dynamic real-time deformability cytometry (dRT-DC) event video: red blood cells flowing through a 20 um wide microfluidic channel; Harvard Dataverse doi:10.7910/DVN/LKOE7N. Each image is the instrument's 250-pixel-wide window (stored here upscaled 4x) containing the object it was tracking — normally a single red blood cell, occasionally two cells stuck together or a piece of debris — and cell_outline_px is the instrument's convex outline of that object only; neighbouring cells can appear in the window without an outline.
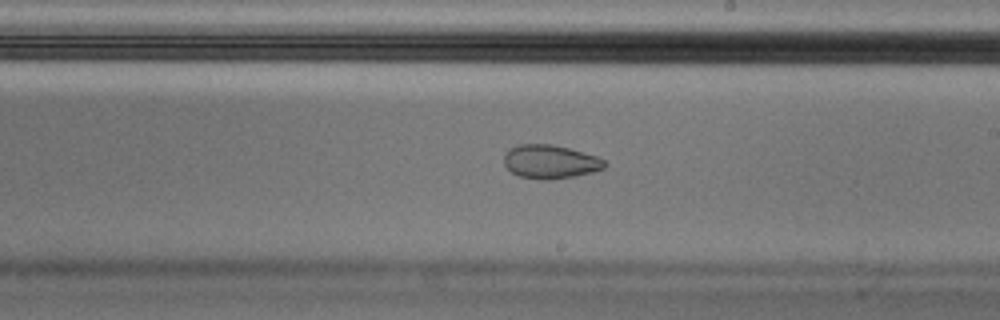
{"species": "Egyptian fruit bat (a non-hibernating species)", "species_latin": "Rousettus aegyptiacus", "temperature_condition": "cold", "stored_images_in_passage": 54, "segment_of_instrument_passage": [1, 2], "camera_frame_rate_fps": 3000, "um_per_image_px": 0.085, "animal": {"sex": "male"}, "frame": {"image": 1, "passage_image": 31, "time_ms": 10.0, "image_size_px": [1000, 320], "cell_outline_px": [[608, 164], [604, 168], [592, 172], [576, 176], [548, 180], [544, 180], [520, 176], [512, 172], [504, 164], [504, 152], [508, 148], [520, 144], [552, 144], [568, 148], [596, 156], [604, 160]], "centroid_in_image_um": [46.76, 13.74], "position_along_channel_um": 242.2, "area_um2": 19.77}}